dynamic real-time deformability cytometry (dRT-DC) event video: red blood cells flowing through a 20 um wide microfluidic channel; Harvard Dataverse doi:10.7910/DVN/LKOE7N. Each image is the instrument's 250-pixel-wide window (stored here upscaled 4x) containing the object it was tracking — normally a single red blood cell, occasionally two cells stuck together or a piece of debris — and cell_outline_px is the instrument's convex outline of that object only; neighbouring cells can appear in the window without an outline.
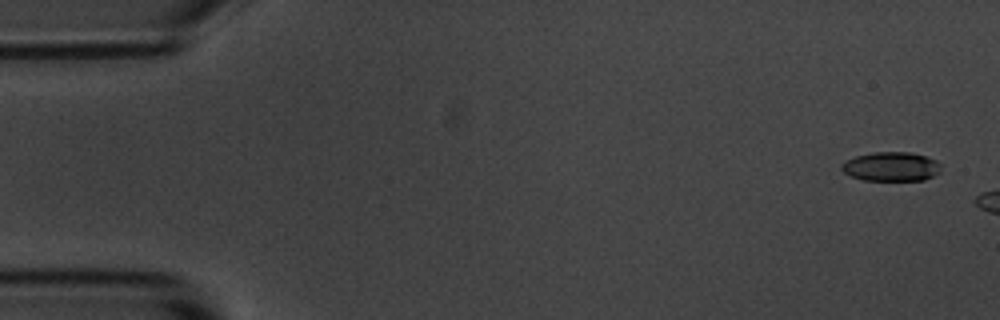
{"species": "common noctule bat (a hibernating species)", "species_latin": "Nyctalus noctula", "temperature_condition": "room temperature", "stored_images_in_passage": 2, "camera_frame_rate_fps": 3000, "um_per_image_px": 0.085, "animal": {"sex": "male", "body_mass_g": 20.1, "forearm_length_mm": 53.5}, "frame": {"image": 1, "passage_image": 1, "time_ms": 0.0, "image_size_px": [1000, 320], "cell_outline_px": [[940, 172], [924, 180], [864, 180], [852, 176], [844, 172], [840, 168], [840, 164], [844, 160], [856, 156], [872, 152], [908, 152], [924, 156], [936, 160], [940, 164]], "centroid_in_image_um": [75.72, 14.15], "position_along_channel_um": 9.3, "area_um2": 16.88}}